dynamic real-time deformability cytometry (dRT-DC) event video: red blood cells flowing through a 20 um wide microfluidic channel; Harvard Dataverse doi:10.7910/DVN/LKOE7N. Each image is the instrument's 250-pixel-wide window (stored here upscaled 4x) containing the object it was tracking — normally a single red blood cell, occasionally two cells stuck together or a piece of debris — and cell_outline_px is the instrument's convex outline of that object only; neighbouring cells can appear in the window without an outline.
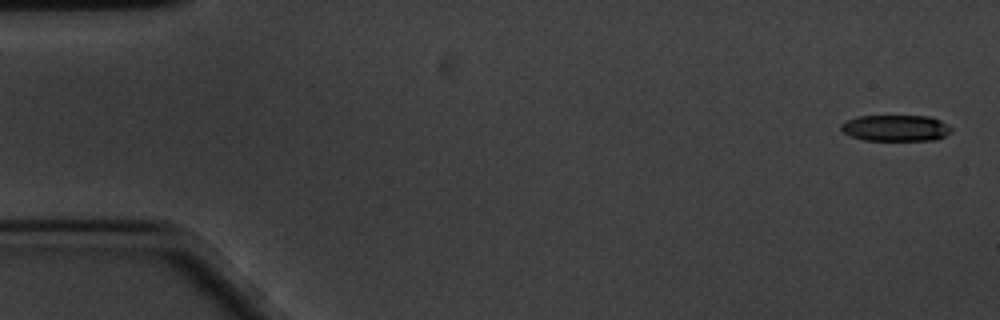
{"species": "common noctule bat (a hibernating species)", "species_latin": "Nyctalus noctula", "temperature_condition": "cold", "stored_images_in_passage": 58, "camera_frame_rate_fps": 3000, "um_per_image_px": 0.085, "animal": {"sex": "male", "body_mass_g": 20.1, "forearm_length_mm": 53.5}, "frame": {"image": 1, "passage_image": 1, "time_ms": 0.0, "image_size_px": [1000, 320], "cell_outline_px": [[952, 128], [944, 136], [936, 140], [864, 140], [852, 136], [844, 132], [840, 128], [840, 124], [844, 120], [856, 116], [928, 116], [940, 120]], "centroid_in_image_um": [76.09, 10.87], "position_along_channel_um": 8.9, "area_um2": 16.82}}
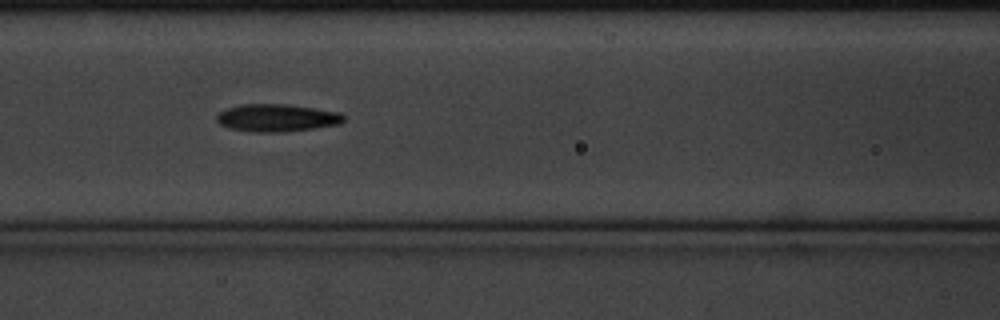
{"frame": {"image": 2, "passage_image": 24, "time_ms": 7.667, "image_size_px": [1000, 320], "cell_outline_px": [[344, 120], [340, 124], [312, 128], [280, 132], [256, 132], [228, 128], [220, 124], [216, 120], [216, 116], [224, 108], [240, 104], [284, 104], [340, 112], [344, 116]], "centroid_in_image_um": [23.48, 10.01], "position_along_channel_um": 143.1, "area_um2": 20.29}}
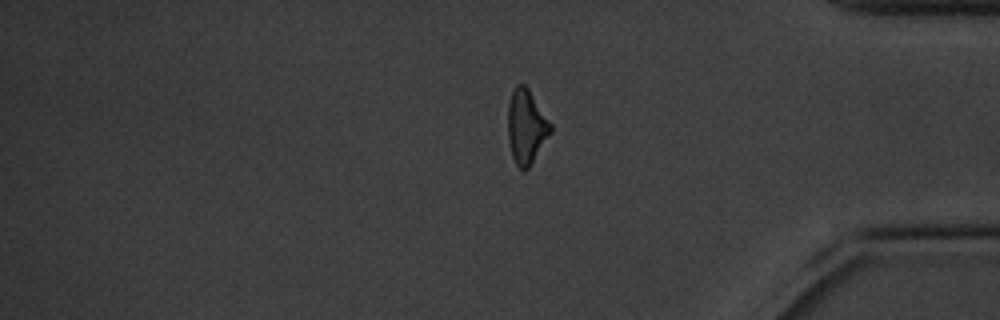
{"frame": {"image": 3, "passage_image": 48, "time_ms": 15.667, "image_size_px": [1000, 320], "cell_outline_px": [[552, 132], [528, 168], [524, 172], [516, 164], [512, 156], [508, 140], [508, 104], [512, 92], [516, 84], [524, 84], [528, 88], [552, 124]], "centroid_in_image_um": [44.73, 10.76], "position_along_channel_um": 390.5, "area_um2": 18.44}, "authors_computed_cell_mechanics": {"area_um2": 18.9873, "velocity_mm_per_s": 3.381, "shape_relaxation_time_tau1_ms": 4.2637, "shape_relaxation_time_tau2_ms": 6.8759, "deformation_change_tau1": 0.1446, "deformation_change_tau2": 0.1708}}